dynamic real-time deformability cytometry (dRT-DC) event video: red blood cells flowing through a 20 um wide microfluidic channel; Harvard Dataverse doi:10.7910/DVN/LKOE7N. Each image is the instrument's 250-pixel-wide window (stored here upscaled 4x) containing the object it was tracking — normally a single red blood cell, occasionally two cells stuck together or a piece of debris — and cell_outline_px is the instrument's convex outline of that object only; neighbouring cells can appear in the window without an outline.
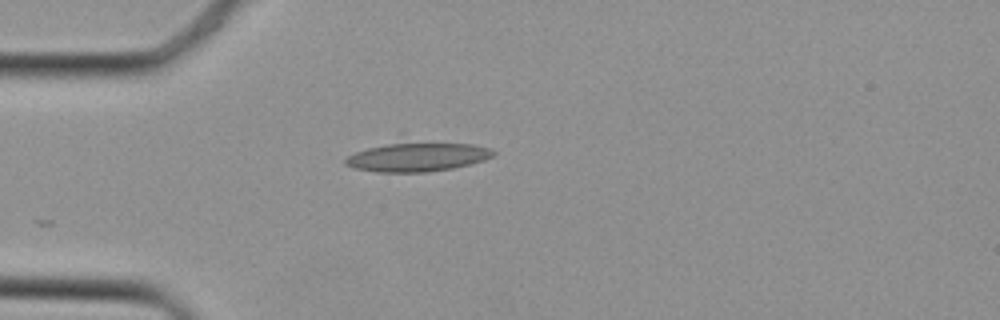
{"species": "Egyptian fruit bat (a non-hibernating species)", "species_latin": "Rousettus aegyptiacus", "temperature_condition": "cold", "stored_images_in_passage": 11, "camera_frame_rate_fps": 3000, "um_per_image_px": 0.085, "animal": {"sex": "female"}, "frame": {"image": 1, "passage_image": 1, "time_ms": 0.0, "image_size_px": [1000, 320], "cell_outline_px": [[496, 152], [492, 156], [484, 160], [452, 168], [424, 172], [376, 172], [356, 168], [344, 164], [344, 160], [348, 156], [356, 152], [400, 132], [472, 144], [488, 148]], "centroid_in_image_um": [35.39, 13.14], "position_along_channel_um": 49.6, "area_um2": 28.55}}
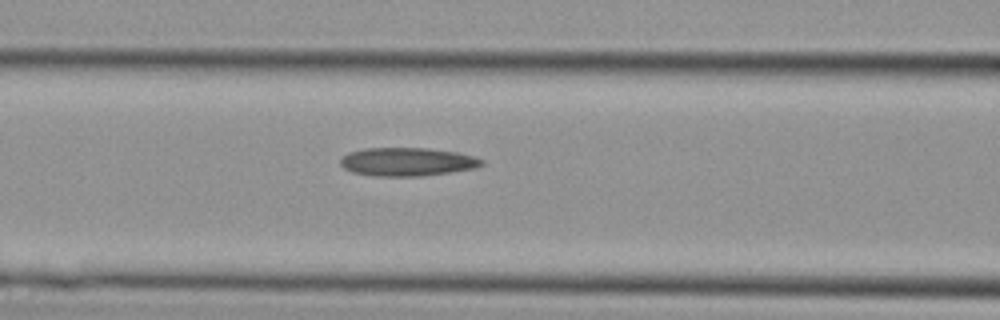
{"frame": {"image": 2, "passage_image": 6, "time_ms": 1.667, "image_size_px": [1000, 320], "cell_outline_px": [[484, 164], [476, 168], [420, 176], [372, 176], [352, 172], [344, 168], [340, 164], [340, 160], [348, 152], [364, 148], [428, 148], [456, 152], [472, 156], [484, 160]], "centroid_in_image_um": [34.59, 13.75], "position_along_channel_um": 132.0, "area_um2": 23.35}}
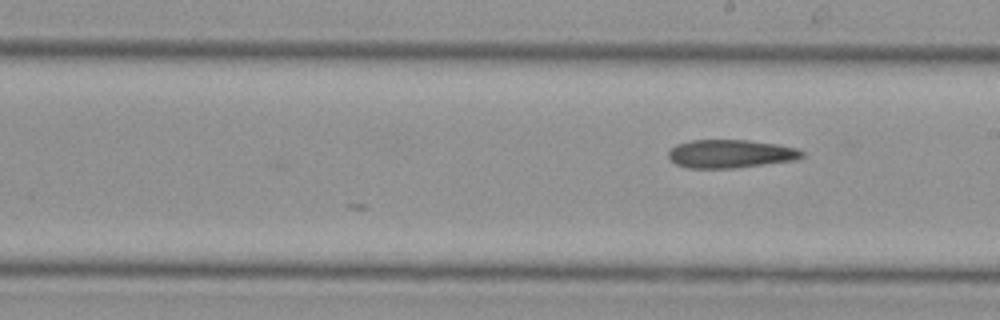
{"frame": {"image": 3, "passage_image": 11, "time_ms": 3.333, "image_size_px": [1000, 320], "cell_outline_px": [[804, 156], [796, 160], [736, 168], [688, 168], [676, 164], [668, 156], [668, 152], [676, 144], [692, 140], [748, 140], [776, 144], [796, 148], [804, 152]], "centroid_in_image_um": [62.1, 13.07], "position_along_channel_um": 226.9, "area_um2": 22.02}}